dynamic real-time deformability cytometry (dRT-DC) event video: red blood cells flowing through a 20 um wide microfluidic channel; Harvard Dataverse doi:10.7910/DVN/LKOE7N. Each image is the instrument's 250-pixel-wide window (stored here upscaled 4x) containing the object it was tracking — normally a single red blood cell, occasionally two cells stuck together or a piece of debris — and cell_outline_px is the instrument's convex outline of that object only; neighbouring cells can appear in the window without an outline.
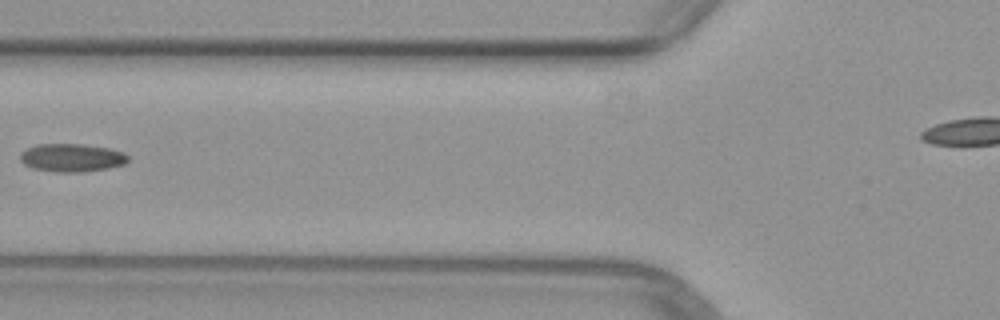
{"species": "common noctule bat (a hibernating species)", "species_latin": "Nyctalus noctula", "temperature_condition": "warm", "stored_images_in_passage": 5, "camera_frame_rate_fps": 3000, "um_per_image_px": 0.085, "animal": {"sex": "female", "body_mass_g": 29.2, "forearm_length_mm": 56.3}, "frame": {"image": 1, "passage_image": 4, "time_ms": 3.333, "image_size_px": [1000, 320], "cell_outline_px": [[128, 160], [124, 164], [108, 168], [80, 172], [56, 172], [32, 168], [24, 164], [20, 160], [20, 152], [36, 144], [80, 144], [108, 148], [124, 152], [128, 156]], "centroid_in_image_um": [6.08, 13.4], "position_along_channel_um": 119.7, "area_um2": 17.63}}
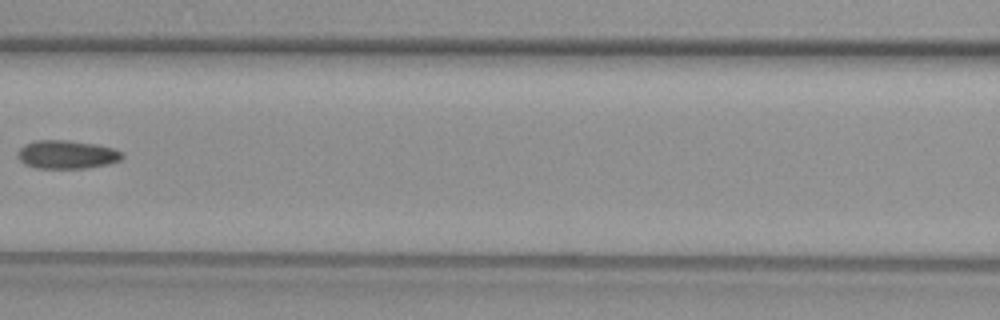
{"frame": {"image": 2, "passage_image": 5, "time_ms": 4.333, "image_size_px": [1000, 320], "cell_outline_px": [[124, 156], [120, 160], [108, 164], [88, 168], [36, 168], [24, 164], [16, 156], [16, 152], [24, 144], [36, 140], [68, 140], [96, 144], [112, 148], [120, 152]], "centroid_in_image_um": [5.63, 13.13], "position_along_channel_um": 161.0, "area_um2": 17.4}}